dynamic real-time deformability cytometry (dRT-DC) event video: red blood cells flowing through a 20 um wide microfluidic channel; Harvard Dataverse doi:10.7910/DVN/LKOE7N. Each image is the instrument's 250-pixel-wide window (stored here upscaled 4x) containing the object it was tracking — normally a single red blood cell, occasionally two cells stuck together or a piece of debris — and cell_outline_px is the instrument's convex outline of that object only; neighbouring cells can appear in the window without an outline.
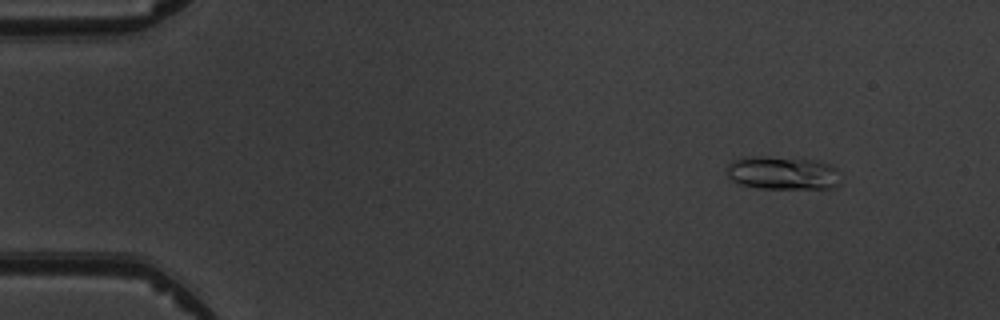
{"species": "common noctule bat (a hibernating species)", "species_latin": "Nyctalus noctula", "temperature_condition": "warm", "stored_images_in_passage": 4, "camera_frame_rate_fps": 3000, "um_per_image_px": 0.085, "animal": {"sex": "male", "body_mass_g": 19.5, "forearm_length_mm": 54.6}, "frame": {"image": 1, "passage_image": 1, "time_ms": 0.0, "image_size_px": [1000, 320], "cell_outline_px": [[840, 184], [836, 188], [760, 188], [740, 184], [732, 180], [728, 176], [728, 164], [732, 160], [740, 156], [764, 156], [820, 160], [836, 168], [840, 172]], "centroid_in_image_um": [66.55, 14.69], "position_along_channel_um": 18.4, "area_um2": 22.48}}